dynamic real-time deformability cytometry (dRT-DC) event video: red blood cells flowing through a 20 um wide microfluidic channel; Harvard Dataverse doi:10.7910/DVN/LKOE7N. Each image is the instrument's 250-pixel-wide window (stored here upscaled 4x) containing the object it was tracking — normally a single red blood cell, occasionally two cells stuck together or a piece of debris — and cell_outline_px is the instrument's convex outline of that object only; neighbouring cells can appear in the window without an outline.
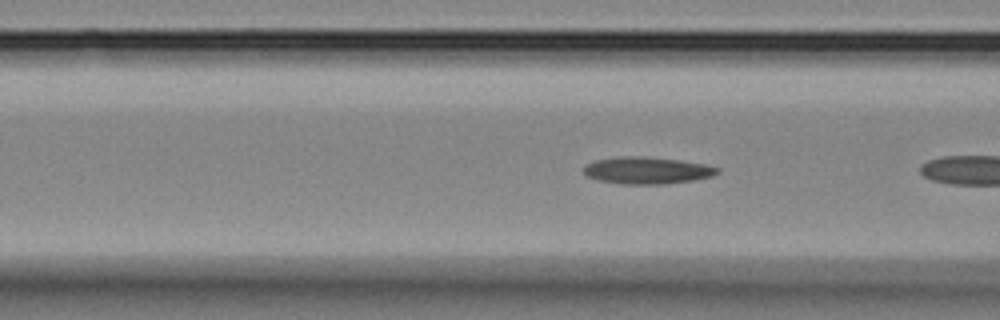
{"species": "Egyptian fruit bat (a non-hibernating species)", "species_latin": "Rousettus aegyptiacus", "temperature_condition": "room temperature", "stored_images_in_passage": 7, "camera_frame_rate_fps": 3000, "um_per_image_px": 0.085, "animal": {"sex": "female"}, "frame": {"image": 1, "passage_image": 7, "time_ms": 8.0, "image_size_px": [1000, 320], "cell_outline_px": [[720, 172], [712, 176], [696, 180], [664, 184], [620, 184], [596, 180], [588, 176], [584, 172], [584, 164], [596, 160], [624, 156], [644, 156], [680, 160], [704, 164], [720, 168]], "centroid_in_image_um": [55.01, 14.49], "position_along_channel_um": 111.6, "area_um2": 21.15}}